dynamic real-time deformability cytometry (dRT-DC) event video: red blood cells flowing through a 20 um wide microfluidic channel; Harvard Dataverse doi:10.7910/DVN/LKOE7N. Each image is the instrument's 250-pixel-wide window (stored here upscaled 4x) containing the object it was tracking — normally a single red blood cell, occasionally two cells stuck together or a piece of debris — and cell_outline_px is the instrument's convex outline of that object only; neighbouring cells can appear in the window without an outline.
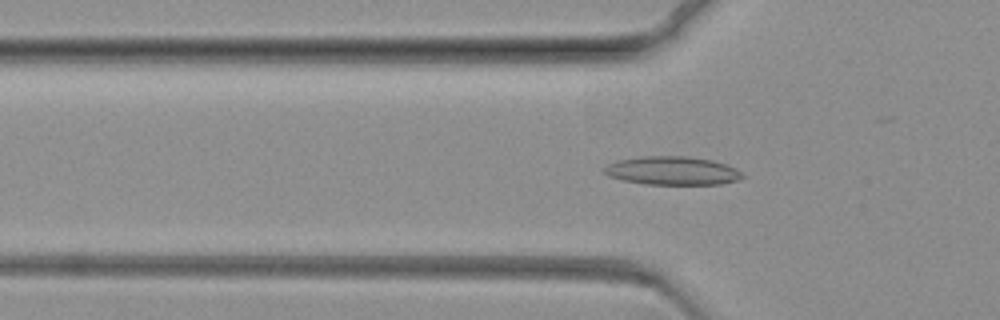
{"species": "common noctule bat (a hibernating species)", "species_latin": "Nyctalus noctula", "temperature_condition": "warm", "stored_images_in_passage": 74, "camera_frame_rate_fps": 3000, "um_per_image_px": 0.085, "animal": {"sex": "female", "body_mass_g": 19.3, "forearm_length_mm": 54.1}, "frame": {"image": 1, "passage_image": 24, "time_ms": 7.667, "image_size_px": [1000, 320], "cell_outline_px": [[744, 176], [736, 180], [720, 184], [644, 184], [624, 180], [608, 176], [604, 172], [604, 168], [608, 164], [616, 160], [640, 156], [688, 156], [712, 160], [736, 168]], "centroid_in_image_um": [57.11, 14.5], "position_along_channel_um": 68.7, "area_um2": 22.83}}
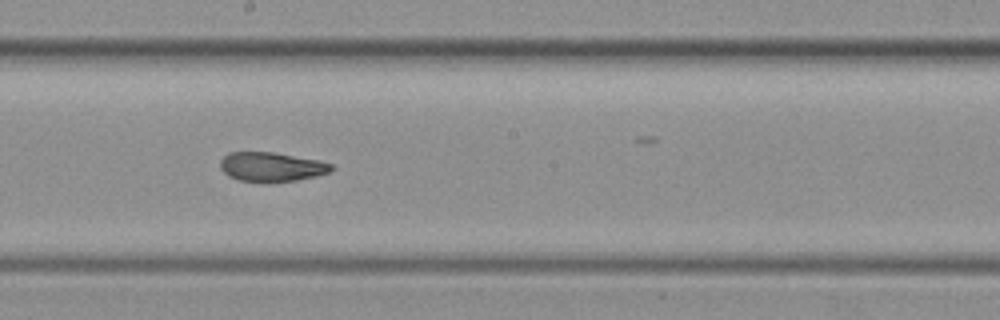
{"frame": {"image": 2, "passage_image": 41, "time_ms": 13.333, "image_size_px": [1000, 320], "cell_outline_px": [[336, 168], [332, 172], [316, 176], [296, 180], [264, 184], [240, 180], [228, 176], [220, 168], [220, 160], [228, 152], [272, 152], [316, 160], [332, 164]], "centroid_in_image_um": [23.07, 14.21], "position_along_channel_um": 225.1, "area_um2": 19.31}}
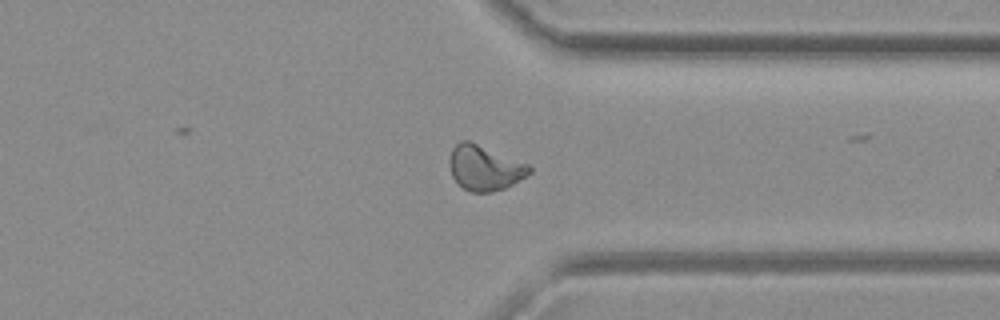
{"frame": {"image": 3, "passage_image": 57, "time_ms": 18.667, "image_size_px": [1000, 320], "cell_outline_px": [[532, 172], [512, 184], [504, 188], [492, 192], [472, 192], [464, 188], [452, 176], [448, 164], [448, 160], [452, 148], [460, 140], [468, 140], [528, 164], [532, 168]], "centroid_in_image_um": [41.17, 14.26], "position_along_channel_um": 370.2, "area_um2": 20.81}}